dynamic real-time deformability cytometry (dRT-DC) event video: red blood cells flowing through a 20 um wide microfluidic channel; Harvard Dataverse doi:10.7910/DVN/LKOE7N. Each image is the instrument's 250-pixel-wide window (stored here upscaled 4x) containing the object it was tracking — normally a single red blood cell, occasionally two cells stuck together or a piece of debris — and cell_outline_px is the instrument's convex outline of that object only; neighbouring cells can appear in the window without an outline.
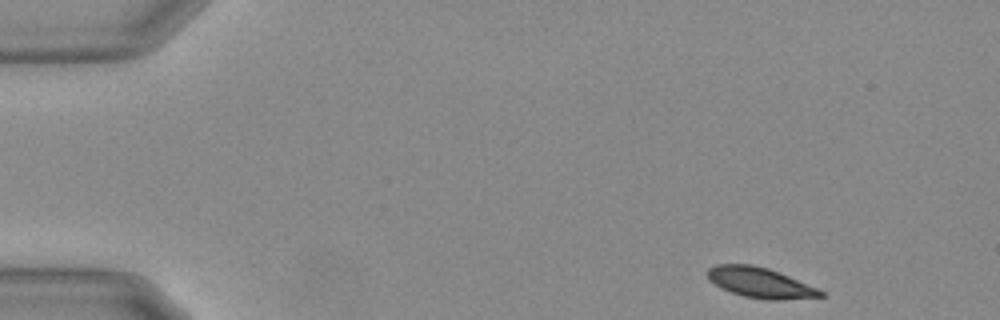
{"species": "Egyptian fruit bat (a non-hibernating species)", "species_latin": "Rousettus aegyptiacus", "temperature_condition": "warm", "stored_images_in_passage": 50, "camera_frame_rate_fps": 3000, "um_per_image_px": 0.085, "animal": {"sex": "female"}, "frame": {"image": 1, "passage_image": 1, "time_ms": 0.0, "image_size_px": [1000, 320], "cell_outline_px": [[824, 296], [784, 300], [768, 300], [744, 296], [720, 288], [708, 280], [708, 268], [716, 264], [752, 264], [768, 268], [788, 276], [816, 288], [824, 292]], "centroid_in_image_um": [64.57, 24.02], "position_along_channel_um": 20.4, "area_um2": 19.83}}
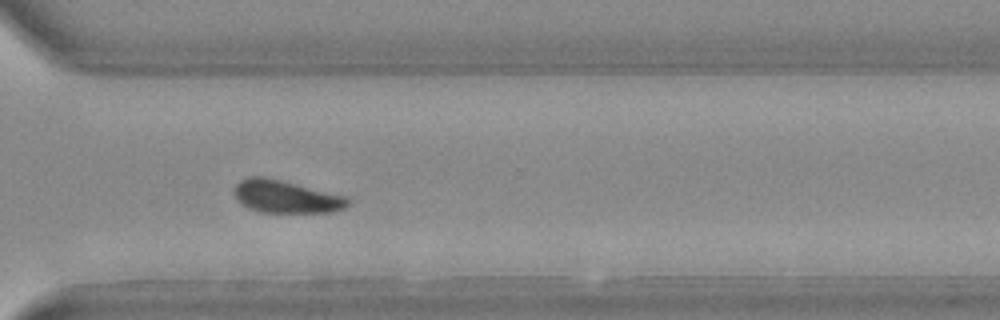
{"frame": {"image": 2, "passage_image": 36, "time_ms": 11.667, "image_size_px": [1000, 320], "cell_outline_px": [[348, 204], [344, 208], [332, 212], [260, 212], [248, 208], [240, 204], [236, 200], [236, 184], [240, 180], [248, 176], [264, 176], [344, 196], [348, 200]], "centroid_in_image_um": [24.24, 16.72], "position_along_channel_um": 346.4, "area_um2": 21.27}}
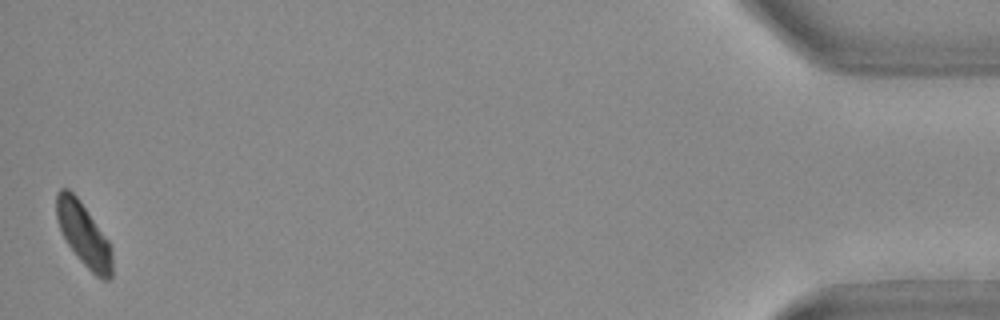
{"frame": {"image": 3, "passage_image": 50, "time_ms": 16.333, "image_size_px": [1000, 320], "cell_outline_px": [[112, 276], [108, 280], [104, 280], [96, 276], [80, 260], [68, 244], [60, 228], [56, 216], [56, 192], [60, 188], [68, 188], [80, 200], [108, 240], [112, 248]], "centroid_in_image_um": [7.12, 19.92], "position_along_channel_um": 428.1, "area_um2": 20.35}, "authors_computed_cell_mechanics": {"area_um2": 21.2993, "velocity_mm_per_s": 3.6708, "shape_relaxation_time_tau1_ms": 3.1366, "shape_relaxation_time_tau2_ms": null, "deformation_change_tau1": 0.1115, "deformation_change_tau2": null}}